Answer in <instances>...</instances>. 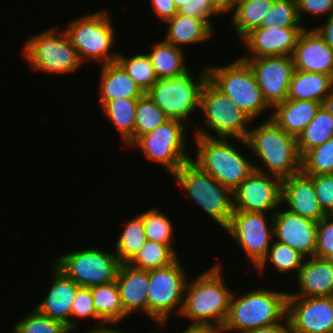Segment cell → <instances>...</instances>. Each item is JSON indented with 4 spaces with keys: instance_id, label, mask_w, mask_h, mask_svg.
I'll return each mask as SVG.
<instances>
[{
    "instance_id": "obj_12",
    "label": "cell",
    "mask_w": 333,
    "mask_h": 333,
    "mask_svg": "<svg viewBox=\"0 0 333 333\" xmlns=\"http://www.w3.org/2000/svg\"><path fill=\"white\" fill-rule=\"evenodd\" d=\"M188 125L169 119L152 132L140 136L130 147H138L147 160L157 162L173 175L192 158L186 152Z\"/></svg>"
},
{
    "instance_id": "obj_29",
    "label": "cell",
    "mask_w": 333,
    "mask_h": 333,
    "mask_svg": "<svg viewBox=\"0 0 333 333\" xmlns=\"http://www.w3.org/2000/svg\"><path fill=\"white\" fill-rule=\"evenodd\" d=\"M333 137V102L322 104L314 118L297 138L301 158L311 149Z\"/></svg>"
},
{
    "instance_id": "obj_38",
    "label": "cell",
    "mask_w": 333,
    "mask_h": 333,
    "mask_svg": "<svg viewBox=\"0 0 333 333\" xmlns=\"http://www.w3.org/2000/svg\"><path fill=\"white\" fill-rule=\"evenodd\" d=\"M169 118L145 93L138 98L135 112L134 142L142 135L152 132Z\"/></svg>"
},
{
    "instance_id": "obj_13",
    "label": "cell",
    "mask_w": 333,
    "mask_h": 333,
    "mask_svg": "<svg viewBox=\"0 0 333 333\" xmlns=\"http://www.w3.org/2000/svg\"><path fill=\"white\" fill-rule=\"evenodd\" d=\"M53 264L78 286L87 288L115 281L120 265L116 253L97 247L64 253Z\"/></svg>"
},
{
    "instance_id": "obj_4",
    "label": "cell",
    "mask_w": 333,
    "mask_h": 333,
    "mask_svg": "<svg viewBox=\"0 0 333 333\" xmlns=\"http://www.w3.org/2000/svg\"><path fill=\"white\" fill-rule=\"evenodd\" d=\"M193 138L197 155L191 161L232 191L255 170L254 162L231 145L228 138Z\"/></svg>"
},
{
    "instance_id": "obj_30",
    "label": "cell",
    "mask_w": 333,
    "mask_h": 333,
    "mask_svg": "<svg viewBox=\"0 0 333 333\" xmlns=\"http://www.w3.org/2000/svg\"><path fill=\"white\" fill-rule=\"evenodd\" d=\"M147 54L158 79L175 78L190 71L185 65L183 49L164 40L154 43Z\"/></svg>"
},
{
    "instance_id": "obj_52",
    "label": "cell",
    "mask_w": 333,
    "mask_h": 333,
    "mask_svg": "<svg viewBox=\"0 0 333 333\" xmlns=\"http://www.w3.org/2000/svg\"><path fill=\"white\" fill-rule=\"evenodd\" d=\"M110 325H114V323H104L102 325H98L97 327L94 326V328L86 331L85 333H125L123 331H119L118 329L110 327Z\"/></svg>"
},
{
    "instance_id": "obj_5",
    "label": "cell",
    "mask_w": 333,
    "mask_h": 333,
    "mask_svg": "<svg viewBox=\"0 0 333 333\" xmlns=\"http://www.w3.org/2000/svg\"><path fill=\"white\" fill-rule=\"evenodd\" d=\"M64 32L82 63L92 60L100 61L101 65L116 62L119 52H112L116 46V31L105 9L77 17L64 28Z\"/></svg>"
},
{
    "instance_id": "obj_25",
    "label": "cell",
    "mask_w": 333,
    "mask_h": 333,
    "mask_svg": "<svg viewBox=\"0 0 333 333\" xmlns=\"http://www.w3.org/2000/svg\"><path fill=\"white\" fill-rule=\"evenodd\" d=\"M287 99L333 102V77L328 74L295 69Z\"/></svg>"
},
{
    "instance_id": "obj_10",
    "label": "cell",
    "mask_w": 333,
    "mask_h": 333,
    "mask_svg": "<svg viewBox=\"0 0 333 333\" xmlns=\"http://www.w3.org/2000/svg\"><path fill=\"white\" fill-rule=\"evenodd\" d=\"M178 258L169 266L149 270L147 292V316L163 328L173 313L180 316L185 287L188 281L187 272Z\"/></svg>"
},
{
    "instance_id": "obj_47",
    "label": "cell",
    "mask_w": 333,
    "mask_h": 333,
    "mask_svg": "<svg viewBox=\"0 0 333 333\" xmlns=\"http://www.w3.org/2000/svg\"><path fill=\"white\" fill-rule=\"evenodd\" d=\"M297 8L301 22L306 14L326 18L333 15V0H297Z\"/></svg>"
},
{
    "instance_id": "obj_3",
    "label": "cell",
    "mask_w": 333,
    "mask_h": 333,
    "mask_svg": "<svg viewBox=\"0 0 333 333\" xmlns=\"http://www.w3.org/2000/svg\"><path fill=\"white\" fill-rule=\"evenodd\" d=\"M276 291L255 288L238 297L233 292L222 332L247 333L282 321L287 315L288 292Z\"/></svg>"
},
{
    "instance_id": "obj_24",
    "label": "cell",
    "mask_w": 333,
    "mask_h": 333,
    "mask_svg": "<svg viewBox=\"0 0 333 333\" xmlns=\"http://www.w3.org/2000/svg\"><path fill=\"white\" fill-rule=\"evenodd\" d=\"M298 292L288 296L333 297V265L328 259L308 257L297 274Z\"/></svg>"
},
{
    "instance_id": "obj_2",
    "label": "cell",
    "mask_w": 333,
    "mask_h": 333,
    "mask_svg": "<svg viewBox=\"0 0 333 333\" xmlns=\"http://www.w3.org/2000/svg\"><path fill=\"white\" fill-rule=\"evenodd\" d=\"M195 280L186 283L181 317L190 325L212 326L221 329L227 318L233 291L224 282L221 264H214Z\"/></svg>"
},
{
    "instance_id": "obj_16",
    "label": "cell",
    "mask_w": 333,
    "mask_h": 333,
    "mask_svg": "<svg viewBox=\"0 0 333 333\" xmlns=\"http://www.w3.org/2000/svg\"><path fill=\"white\" fill-rule=\"evenodd\" d=\"M243 60L250 65L262 96L271 110L287 99L289 84L295 70L292 56H271Z\"/></svg>"
},
{
    "instance_id": "obj_33",
    "label": "cell",
    "mask_w": 333,
    "mask_h": 333,
    "mask_svg": "<svg viewBox=\"0 0 333 333\" xmlns=\"http://www.w3.org/2000/svg\"><path fill=\"white\" fill-rule=\"evenodd\" d=\"M274 0H244L234 7L231 25L242 40L253 29L261 26L264 17L270 12Z\"/></svg>"
},
{
    "instance_id": "obj_9",
    "label": "cell",
    "mask_w": 333,
    "mask_h": 333,
    "mask_svg": "<svg viewBox=\"0 0 333 333\" xmlns=\"http://www.w3.org/2000/svg\"><path fill=\"white\" fill-rule=\"evenodd\" d=\"M49 29L26 40L21 51L30 68L47 74H68L83 65L64 30Z\"/></svg>"
},
{
    "instance_id": "obj_51",
    "label": "cell",
    "mask_w": 333,
    "mask_h": 333,
    "mask_svg": "<svg viewBox=\"0 0 333 333\" xmlns=\"http://www.w3.org/2000/svg\"><path fill=\"white\" fill-rule=\"evenodd\" d=\"M180 333H223L221 329L212 326L189 325Z\"/></svg>"
},
{
    "instance_id": "obj_23",
    "label": "cell",
    "mask_w": 333,
    "mask_h": 333,
    "mask_svg": "<svg viewBox=\"0 0 333 333\" xmlns=\"http://www.w3.org/2000/svg\"><path fill=\"white\" fill-rule=\"evenodd\" d=\"M115 282L119 289L124 311L131 315L139 311L147 317L149 270L138 269L129 263L119 265Z\"/></svg>"
},
{
    "instance_id": "obj_49",
    "label": "cell",
    "mask_w": 333,
    "mask_h": 333,
    "mask_svg": "<svg viewBox=\"0 0 333 333\" xmlns=\"http://www.w3.org/2000/svg\"><path fill=\"white\" fill-rule=\"evenodd\" d=\"M314 30L333 50V15H330L325 19L324 25L314 27Z\"/></svg>"
},
{
    "instance_id": "obj_18",
    "label": "cell",
    "mask_w": 333,
    "mask_h": 333,
    "mask_svg": "<svg viewBox=\"0 0 333 333\" xmlns=\"http://www.w3.org/2000/svg\"><path fill=\"white\" fill-rule=\"evenodd\" d=\"M318 222L287 210L274 211V240L299 251L306 258L315 256Z\"/></svg>"
},
{
    "instance_id": "obj_37",
    "label": "cell",
    "mask_w": 333,
    "mask_h": 333,
    "mask_svg": "<svg viewBox=\"0 0 333 333\" xmlns=\"http://www.w3.org/2000/svg\"><path fill=\"white\" fill-rule=\"evenodd\" d=\"M305 256L302 255L299 251L294 250L293 248L282 244L278 241H274L271 244V247L268 250L267 255L262 260V262L255 268L258 272H263L267 267L270 261L279 273H290L291 271H295L296 276L301 269Z\"/></svg>"
},
{
    "instance_id": "obj_54",
    "label": "cell",
    "mask_w": 333,
    "mask_h": 333,
    "mask_svg": "<svg viewBox=\"0 0 333 333\" xmlns=\"http://www.w3.org/2000/svg\"><path fill=\"white\" fill-rule=\"evenodd\" d=\"M173 1L178 11L182 6L187 4L189 0H173Z\"/></svg>"
},
{
    "instance_id": "obj_15",
    "label": "cell",
    "mask_w": 333,
    "mask_h": 333,
    "mask_svg": "<svg viewBox=\"0 0 333 333\" xmlns=\"http://www.w3.org/2000/svg\"><path fill=\"white\" fill-rule=\"evenodd\" d=\"M282 179L254 170L233 191L234 211L268 213L282 205ZM277 208V209H276Z\"/></svg>"
},
{
    "instance_id": "obj_14",
    "label": "cell",
    "mask_w": 333,
    "mask_h": 333,
    "mask_svg": "<svg viewBox=\"0 0 333 333\" xmlns=\"http://www.w3.org/2000/svg\"><path fill=\"white\" fill-rule=\"evenodd\" d=\"M234 211L224 229L240 245L254 269L262 262L274 240L273 215Z\"/></svg>"
},
{
    "instance_id": "obj_36",
    "label": "cell",
    "mask_w": 333,
    "mask_h": 333,
    "mask_svg": "<svg viewBox=\"0 0 333 333\" xmlns=\"http://www.w3.org/2000/svg\"><path fill=\"white\" fill-rule=\"evenodd\" d=\"M116 62L144 93L158 80L147 53H136L131 57H126V55L119 53Z\"/></svg>"
},
{
    "instance_id": "obj_7",
    "label": "cell",
    "mask_w": 333,
    "mask_h": 333,
    "mask_svg": "<svg viewBox=\"0 0 333 333\" xmlns=\"http://www.w3.org/2000/svg\"><path fill=\"white\" fill-rule=\"evenodd\" d=\"M199 109L204 115L203 128H196L193 136L246 139L250 130L247 126L253 120L209 79L201 90ZM206 128L215 131L217 136Z\"/></svg>"
},
{
    "instance_id": "obj_53",
    "label": "cell",
    "mask_w": 333,
    "mask_h": 333,
    "mask_svg": "<svg viewBox=\"0 0 333 333\" xmlns=\"http://www.w3.org/2000/svg\"><path fill=\"white\" fill-rule=\"evenodd\" d=\"M213 6L221 13L232 12V0H210Z\"/></svg>"
},
{
    "instance_id": "obj_11",
    "label": "cell",
    "mask_w": 333,
    "mask_h": 333,
    "mask_svg": "<svg viewBox=\"0 0 333 333\" xmlns=\"http://www.w3.org/2000/svg\"><path fill=\"white\" fill-rule=\"evenodd\" d=\"M200 70L196 80L191 71L175 78L158 79L146 94L169 119L186 124L188 116L200 108L201 90L208 79L207 67Z\"/></svg>"
},
{
    "instance_id": "obj_27",
    "label": "cell",
    "mask_w": 333,
    "mask_h": 333,
    "mask_svg": "<svg viewBox=\"0 0 333 333\" xmlns=\"http://www.w3.org/2000/svg\"><path fill=\"white\" fill-rule=\"evenodd\" d=\"M99 81L101 107L117 98H140L145 94L117 62L101 66Z\"/></svg>"
},
{
    "instance_id": "obj_31",
    "label": "cell",
    "mask_w": 333,
    "mask_h": 333,
    "mask_svg": "<svg viewBox=\"0 0 333 333\" xmlns=\"http://www.w3.org/2000/svg\"><path fill=\"white\" fill-rule=\"evenodd\" d=\"M138 98H117L106 102L102 111L122 136L123 146L134 143L135 112Z\"/></svg>"
},
{
    "instance_id": "obj_42",
    "label": "cell",
    "mask_w": 333,
    "mask_h": 333,
    "mask_svg": "<svg viewBox=\"0 0 333 333\" xmlns=\"http://www.w3.org/2000/svg\"><path fill=\"white\" fill-rule=\"evenodd\" d=\"M11 330L10 333H70L61 321L40 314L35 308Z\"/></svg>"
},
{
    "instance_id": "obj_56",
    "label": "cell",
    "mask_w": 333,
    "mask_h": 333,
    "mask_svg": "<svg viewBox=\"0 0 333 333\" xmlns=\"http://www.w3.org/2000/svg\"><path fill=\"white\" fill-rule=\"evenodd\" d=\"M329 261H330L331 264L333 265V256L329 259Z\"/></svg>"
},
{
    "instance_id": "obj_44",
    "label": "cell",
    "mask_w": 333,
    "mask_h": 333,
    "mask_svg": "<svg viewBox=\"0 0 333 333\" xmlns=\"http://www.w3.org/2000/svg\"><path fill=\"white\" fill-rule=\"evenodd\" d=\"M333 256V214L318 222L315 257L330 259Z\"/></svg>"
},
{
    "instance_id": "obj_32",
    "label": "cell",
    "mask_w": 333,
    "mask_h": 333,
    "mask_svg": "<svg viewBox=\"0 0 333 333\" xmlns=\"http://www.w3.org/2000/svg\"><path fill=\"white\" fill-rule=\"evenodd\" d=\"M97 315L105 323L117 325L129 315L124 311L115 281L90 287ZM124 318V319H123Z\"/></svg>"
},
{
    "instance_id": "obj_28",
    "label": "cell",
    "mask_w": 333,
    "mask_h": 333,
    "mask_svg": "<svg viewBox=\"0 0 333 333\" xmlns=\"http://www.w3.org/2000/svg\"><path fill=\"white\" fill-rule=\"evenodd\" d=\"M168 26L165 42L180 49L181 46L198 44L210 39L214 34L212 29L203 19L185 16L176 13L165 22Z\"/></svg>"
},
{
    "instance_id": "obj_48",
    "label": "cell",
    "mask_w": 333,
    "mask_h": 333,
    "mask_svg": "<svg viewBox=\"0 0 333 333\" xmlns=\"http://www.w3.org/2000/svg\"><path fill=\"white\" fill-rule=\"evenodd\" d=\"M151 7L156 17L164 23L178 12L173 0H151Z\"/></svg>"
},
{
    "instance_id": "obj_39",
    "label": "cell",
    "mask_w": 333,
    "mask_h": 333,
    "mask_svg": "<svg viewBox=\"0 0 333 333\" xmlns=\"http://www.w3.org/2000/svg\"><path fill=\"white\" fill-rule=\"evenodd\" d=\"M142 217L146 239L166 245H173L174 228L168 216L159 209L150 208L139 214Z\"/></svg>"
},
{
    "instance_id": "obj_46",
    "label": "cell",
    "mask_w": 333,
    "mask_h": 333,
    "mask_svg": "<svg viewBox=\"0 0 333 333\" xmlns=\"http://www.w3.org/2000/svg\"><path fill=\"white\" fill-rule=\"evenodd\" d=\"M177 13L203 19L212 29L214 27L212 23L213 21L210 17L220 14L210 0H189L187 4L178 10Z\"/></svg>"
},
{
    "instance_id": "obj_22",
    "label": "cell",
    "mask_w": 333,
    "mask_h": 333,
    "mask_svg": "<svg viewBox=\"0 0 333 333\" xmlns=\"http://www.w3.org/2000/svg\"><path fill=\"white\" fill-rule=\"evenodd\" d=\"M292 59L295 69L333 77V50L314 29L306 26L300 34Z\"/></svg>"
},
{
    "instance_id": "obj_26",
    "label": "cell",
    "mask_w": 333,
    "mask_h": 333,
    "mask_svg": "<svg viewBox=\"0 0 333 333\" xmlns=\"http://www.w3.org/2000/svg\"><path fill=\"white\" fill-rule=\"evenodd\" d=\"M321 105L318 101L286 99L273 108L270 117L281 129L298 138Z\"/></svg>"
},
{
    "instance_id": "obj_19",
    "label": "cell",
    "mask_w": 333,
    "mask_h": 333,
    "mask_svg": "<svg viewBox=\"0 0 333 333\" xmlns=\"http://www.w3.org/2000/svg\"><path fill=\"white\" fill-rule=\"evenodd\" d=\"M305 28H255L241 40L247 50H250L249 55H241L240 57L242 59H255L292 56L298 38Z\"/></svg>"
},
{
    "instance_id": "obj_21",
    "label": "cell",
    "mask_w": 333,
    "mask_h": 333,
    "mask_svg": "<svg viewBox=\"0 0 333 333\" xmlns=\"http://www.w3.org/2000/svg\"><path fill=\"white\" fill-rule=\"evenodd\" d=\"M282 206L288 211L319 222L327 214L316 197L312 179L302 171L282 179Z\"/></svg>"
},
{
    "instance_id": "obj_20",
    "label": "cell",
    "mask_w": 333,
    "mask_h": 333,
    "mask_svg": "<svg viewBox=\"0 0 333 333\" xmlns=\"http://www.w3.org/2000/svg\"><path fill=\"white\" fill-rule=\"evenodd\" d=\"M52 283L45 299L35 309L45 316L61 321L70 332L77 329L78 322L71 319L72 303L78 286L71 278L52 264ZM77 323V324H76Z\"/></svg>"
},
{
    "instance_id": "obj_34",
    "label": "cell",
    "mask_w": 333,
    "mask_h": 333,
    "mask_svg": "<svg viewBox=\"0 0 333 333\" xmlns=\"http://www.w3.org/2000/svg\"><path fill=\"white\" fill-rule=\"evenodd\" d=\"M117 239L115 253L119 263H129L147 241L142 217L138 214L127 221Z\"/></svg>"
},
{
    "instance_id": "obj_45",
    "label": "cell",
    "mask_w": 333,
    "mask_h": 333,
    "mask_svg": "<svg viewBox=\"0 0 333 333\" xmlns=\"http://www.w3.org/2000/svg\"><path fill=\"white\" fill-rule=\"evenodd\" d=\"M316 192L320 207L327 215L333 214V174L308 175Z\"/></svg>"
},
{
    "instance_id": "obj_17",
    "label": "cell",
    "mask_w": 333,
    "mask_h": 333,
    "mask_svg": "<svg viewBox=\"0 0 333 333\" xmlns=\"http://www.w3.org/2000/svg\"><path fill=\"white\" fill-rule=\"evenodd\" d=\"M292 333H333V297L288 296Z\"/></svg>"
},
{
    "instance_id": "obj_6",
    "label": "cell",
    "mask_w": 333,
    "mask_h": 333,
    "mask_svg": "<svg viewBox=\"0 0 333 333\" xmlns=\"http://www.w3.org/2000/svg\"><path fill=\"white\" fill-rule=\"evenodd\" d=\"M173 177L190 199L199 205L221 229H225L234 212L233 191L202 171L191 160L179 168Z\"/></svg>"
},
{
    "instance_id": "obj_8",
    "label": "cell",
    "mask_w": 333,
    "mask_h": 333,
    "mask_svg": "<svg viewBox=\"0 0 333 333\" xmlns=\"http://www.w3.org/2000/svg\"><path fill=\"white\" fill-rule=\"evenodd\" d=\"M212 66L207 67L208 79L253 121L270 109L247 61L238 57L233 63Z\"/></svg>"
},
{
    "instance_id": "obj_41",
    "label": "cell",
    "mask_w": 333,
    "mask_h": 333,
    "mask_svg": "<svg viewBox=\"0 0 333 333\" xmlns=\"http://www.w3.org/2000/svg\"><path fill=\"white\" fill-rule=\"evenodd\" d=\"M297 0H274L270 12L264 17L260 27L289 28L301 26Z\"/></svg>"
},
{
    "instance_id": "obj_55",
    "label": "cell",
    "mask_w": 333,
    "mask_h": 333,
    "mask_svg": "<svg viewBox=\"0 0 333 333\" xmlns=\"http://www.w3.org/2000/svg\"><path fill=\"white\" fill-rule=\"evenodd\" d=\"M244 0H232V11L234 10L235 5Z\"/></svg>"
},
{
    "instance_id": "obj_50",
    "label": "cell",
    "mask_w": 333,
    "mask_h": 333,
    "mask_svg": "<svg viewBox=\"0 0 333 333\" xmlns=\"http://www.w3.org/2000/svg\"><path fill=\"white\" fill-rule=\"evenodd\" d=\"M247 333H292L287 316L280 322L248 331Z\"/></svg>"
},
{
    "instance_id": "obj_40",
    "label": "cell",
    "mask_w": 333,
    "mask_h": 333,
    "mask_svg": "<svg viewBox=\"0 0 333 333\" xmlns=\"http://www.w3.org/2000/svg\"><path fill=\"white\" fill-rule=\"evenodd\" d=\"M301 171L306 175L333 174V137L301 158Z\"/></svg>"
},
{
    "instance_id": "obj_43",
    "label": "cell",
    "mask_w": 333,
    "mask_h": 333,
    "mask_svg": "<svg viewBox=\"0 0 333 333\" xmlns=\"http://www.w3.org/2000/svg\"><path fill=\"white\" fill-rule=\"evenodd\" d=\"M91 318L99 321L98 325H102L105 322L97 315L93 303V296L91 289L87 287H79L75 294L72 309H71V318Z\"/></svg>"
},
{
    "instance_id": "obj_1",
    "label": "cell",
    "mask_w": 333,
    "mask_h": 333,
    "mask_svg": "<svg viewBox=\"0 0 333 333\" xmlns=\"http://www.w3.org/2000/svg\"><path fill=\"white\" fill-rule=\"evenodd\" d=\"M237 140L262 161L264 167L254 163L256 171L281 179L301 172L297 138L281 129L270 116L257 127L250 128L246 139Z\"/></svg>"
},
{
    "instance_id": "obj_35",
    "label": "cell",
    "mask_w": 333,
    "mask_h": 333,
    "mask_svg": "<svg viewBox=\"0 0 333 333\" xmlns=\"http://www.w3.org/2000/svg\"><path fill=\"white\" fill-rule=\"evenodd\" d=\"M173 246L147 240L129 264L144 270L169 266L179 258Z\"/></svg>"
}]
</instances>
